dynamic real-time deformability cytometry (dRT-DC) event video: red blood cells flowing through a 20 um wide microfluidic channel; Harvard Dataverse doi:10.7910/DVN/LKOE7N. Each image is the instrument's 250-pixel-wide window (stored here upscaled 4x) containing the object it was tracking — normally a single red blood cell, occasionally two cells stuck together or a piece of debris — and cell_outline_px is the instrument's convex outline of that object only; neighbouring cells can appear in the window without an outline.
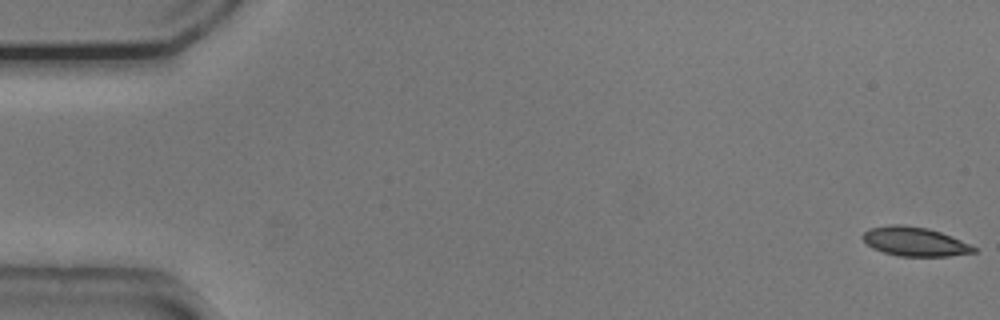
{"species": "common noctule bat (a hibernating species)", "species_latin": "Nyctalus noctula", "temperature_condition": "cold", "stored_images_in_passage": 34, "camera_frame_rate_fps": 3000, "um_per_image_px": 0.085, "animal": {"sex": "male", "body_mass_g": 20.5, "forearm_length_mm": 52.5}, "frame": {"image": 1, "passage_image": 1, "time_ms": 0.0, "image_size_px": [1000, 320], "cell_outline_px": [[976, 252], [948, 256], [900, 256], [884, 252], [872, 248], [860, 236], [864, 232], [872, 228], [892, 224], [904, 224], [928, 228], [952, 236], [976, 248]], "centroid_in_image_um": [77.74, 20.53], "position_along_channel_um": 7.3, "area_um2": 18.67}}
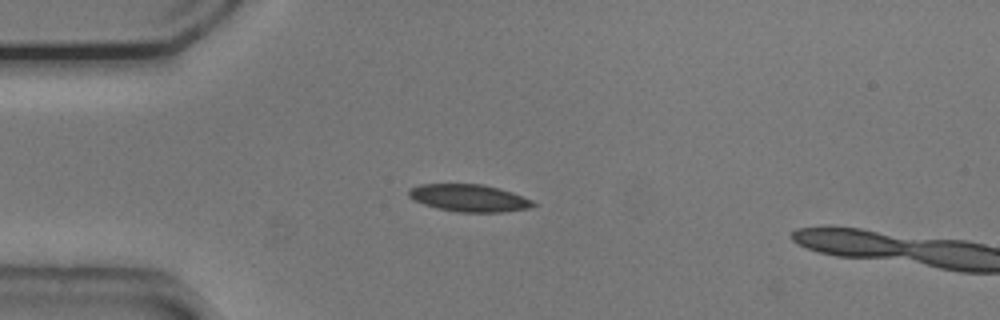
{"frame": {"image": 2, "passage_image": 14, "time_ms": 4.333, "image_size_px": [1000, 320], "cell_outline_px": [[536, 204], [528, 208], [504, 212], [456, 212], [424, 204], [408, 196], [408, 188], [420, 184], [484, 184], [512, 192], [532, 200]], "centroid_in_image_um": [39.86, 16.82], "position_along_channel_um": 45.1, "area_um2": 19.65}}
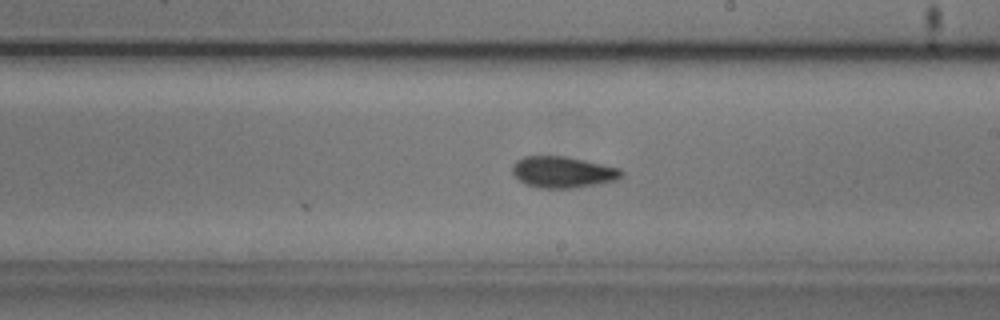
{"frame": {"image": 3, "passage_image": 31, "time_ms": 10.0, "image_size_px": [1000, 320], "cell_outline_px": [[624, 176], [616, 180], [576, 188], [540, 188], [528, 184], [520, 180], [512, 172], [512, 164], [516, 160], [524, 156], [564, 156], [620, 168], [624, 172]], "centroid_in_image_um": [47.85, 14.62], "position_along_channel_um": 241.1, "area_um2": 19.83}}